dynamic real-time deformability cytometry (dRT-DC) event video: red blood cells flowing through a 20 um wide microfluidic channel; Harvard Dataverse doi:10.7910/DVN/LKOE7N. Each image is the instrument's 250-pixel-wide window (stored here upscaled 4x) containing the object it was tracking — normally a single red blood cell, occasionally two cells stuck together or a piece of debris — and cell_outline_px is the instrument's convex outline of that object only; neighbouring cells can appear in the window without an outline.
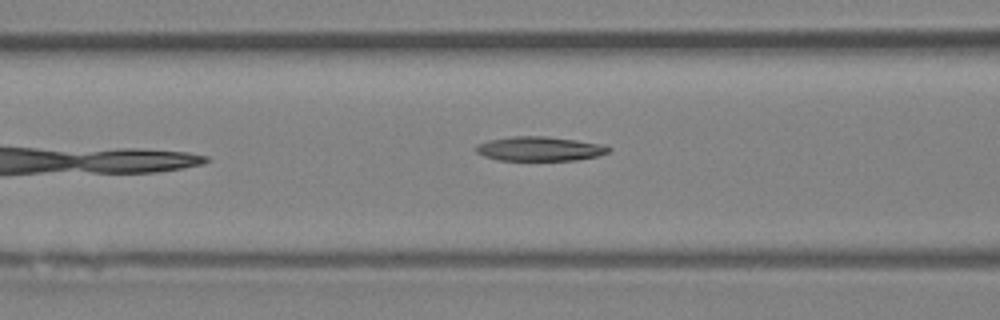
{"species": "Egyptian fruit bat (a non-hibernating species)", "species_latin": "Rousettus aegyptiacus", "temperature_condition": "room temperature", "stored_images_in_passage": 7, "camera_frame_rate_fps": 3000, "um_per_image_px": 0.085, "animal": {"sex": "female"}, "frame": {"image": 1, "passage_image": 7, "time_ms": 7.0, "image_size_px": [1000, 320], "cell_outline_px": [[612, 148], [608, 152], [596, 156], [576, 160], [496, 160], [484, 156], [476, 152], [476, 144], [488, 140], [512, 136], [544, 136], [576, 140], [604, 144]], "centroid_in_image_um": [45.85, 12.64], "position_along_channel_um": 120.7, "area_um2": 18.84}}